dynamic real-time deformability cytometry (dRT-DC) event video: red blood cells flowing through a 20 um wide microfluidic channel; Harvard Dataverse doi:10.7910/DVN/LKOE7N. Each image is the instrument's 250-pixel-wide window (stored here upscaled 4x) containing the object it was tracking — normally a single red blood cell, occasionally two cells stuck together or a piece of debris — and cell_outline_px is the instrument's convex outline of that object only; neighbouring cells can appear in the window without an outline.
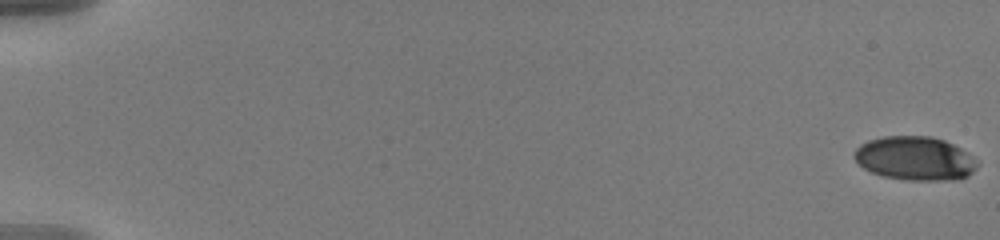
{"species": "human", "species_latin": "Homo sapiens", "temperature_condition": "warm", "stored_images_in_passage": 58, "camera_frame_rate_fps": 3000, "um_per_image_px": 0.085, "donor": {"sex": "male"}, "frame": {"image": 1, "passage_image": 1, "time_ms": 0.0, "image_size_px": [1000, 240], "cell_outline_px": [[980, 164], [968, 176], [960, 180], [908, 180], [884, 176], [872, 172], [864, 168], [856, 160], [852, 152], [860, 144], [868, 140], [884, 136], [928, 136], [944, 140], [960, 148], [972, 156]], "centroid_in_image_um": [77.78, 13.47], "position_along_channel_um": 7.2, "area_um2": 31.44}}
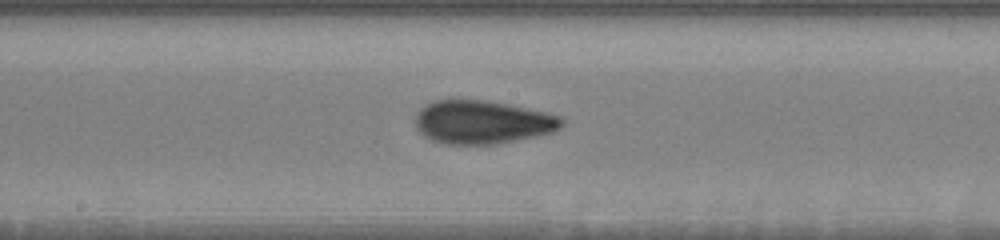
{"frame": {"image": 2, "passage_image": 33, "time_ms": 10.667, "image_size_px": [1000, 240], "cell_outline_px": [[564, 124], [560, 128], [552, 132], [536, 136], [492, 144], [444, 144], [432, 140], [424, 136], [416, 128], [416, 112], [424, 104], [432, 100], [488, 100], [548, 112], [560, 116], [564, 120]], "centroid_in_image_um": [40.99, 10.37], "position_along_channel_um": 207.2, "area_um2": 37.17}}
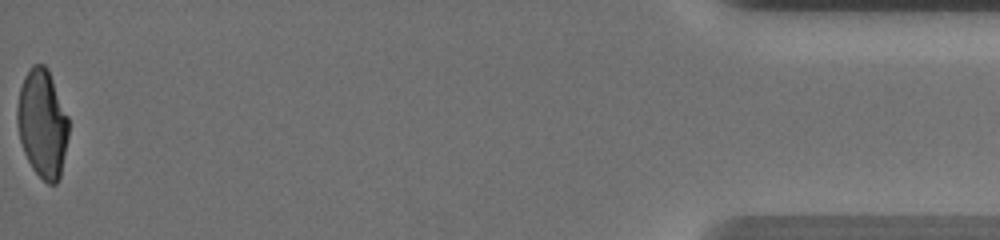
{"frame": {"image": 3, "passage_image": 58, "time_ms": 19.0, "image_size_px": [1000, 240], "cell_outline_px": [[68, 136], [60, 176], [56, 184], [48, 184], [32, 168], [24, 152], [20, 140], [16, 120], [16, 108], [20, 88], [24, 76], [32, 64], [44, 64], [48, 68], [68, 116]], "centroid_in_image_um": [3.59, 10.47], "position_along_channel_um": 431.6, "area_um2": 32.43}, "authors_computed_cell_mechanics": {"area_um2": 33.9575, "velocity_mm_per_s": 3.662, "shape_relaxation_time_tau1_ms": 7.6457, "shape_relaxation_time_tau2_ms": 1.3854, "deformation_change_tau1": 0.2124, "deformation_change_tau2": 0.0757}}